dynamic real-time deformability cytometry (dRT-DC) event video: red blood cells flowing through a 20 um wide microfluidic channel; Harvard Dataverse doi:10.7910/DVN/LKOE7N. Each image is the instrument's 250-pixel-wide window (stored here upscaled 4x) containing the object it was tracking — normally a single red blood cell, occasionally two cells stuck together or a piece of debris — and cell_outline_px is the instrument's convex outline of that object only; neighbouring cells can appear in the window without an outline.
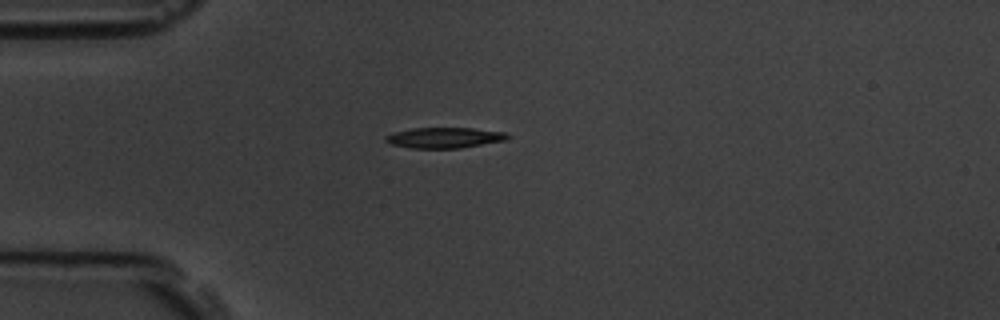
{"species": "common noctule bat (a hibernating species)", "species_latin": "Nyctalus noctula", "temperature_condition": "room temperature", "stored_images_in_passage": 5, "camera_frame_rate_fps": 3000, "um_per_image_px": 0.085, "animal": {"sex": "male", "body_mass_g": 19.5, "forearm_length_mm": 54.6}, "frame": {"image": 1, "passage_image": 5, "time_ms": 5.333, "image_size_px": [1000, 320], "cell_outline_px": [[512, 136], [508, 140], [460, 148], [408, 148], [388, 144], [384, 140], [384, 136], [392, 132], [412, 128], [472, 128], [508, 132]], "centroid_in_image_um": [37.78, 11.7], "position_along_channel_um": 47.2, "area_um2": 15.03}}